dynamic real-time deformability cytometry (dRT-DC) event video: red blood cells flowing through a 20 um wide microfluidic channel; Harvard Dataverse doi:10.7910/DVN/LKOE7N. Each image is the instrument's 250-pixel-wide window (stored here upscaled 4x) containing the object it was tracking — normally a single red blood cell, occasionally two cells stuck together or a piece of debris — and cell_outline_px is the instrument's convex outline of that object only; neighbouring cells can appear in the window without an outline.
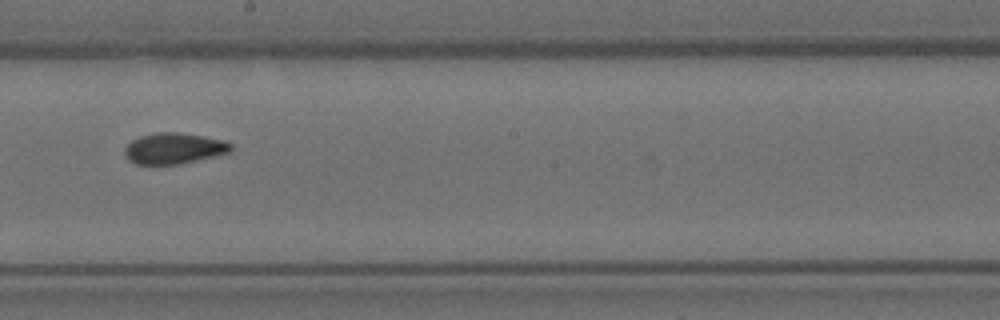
{"species": "Egyptian fruit bat (a non-hibernating species)", "species_latin": "Rousettus aegyptiacus", "temperature_condition": "room temperature", "stored_images_in_passage": 10, "camera_frame_rate_fps": 3000, "um_per_image_px": 0.085, "animal": {"sex": "female"}, "frame": {"image": 1, "passage_image": 10, "time_ms": 3.0, "image_size_px": [1000, 320], "cell_outline_px": [[232, 148], [228, 152], [180, 164], [136, 164], [128, 160], [124, 156], [124, 148], [132, 140], [140, 136], [160, 132], [176, 132], [224, 140], [232, 144]], "centroid_in_image_um": [14.73, 12.62], "position_along_channel_um": 233.5, "area_um2": 18.9}}